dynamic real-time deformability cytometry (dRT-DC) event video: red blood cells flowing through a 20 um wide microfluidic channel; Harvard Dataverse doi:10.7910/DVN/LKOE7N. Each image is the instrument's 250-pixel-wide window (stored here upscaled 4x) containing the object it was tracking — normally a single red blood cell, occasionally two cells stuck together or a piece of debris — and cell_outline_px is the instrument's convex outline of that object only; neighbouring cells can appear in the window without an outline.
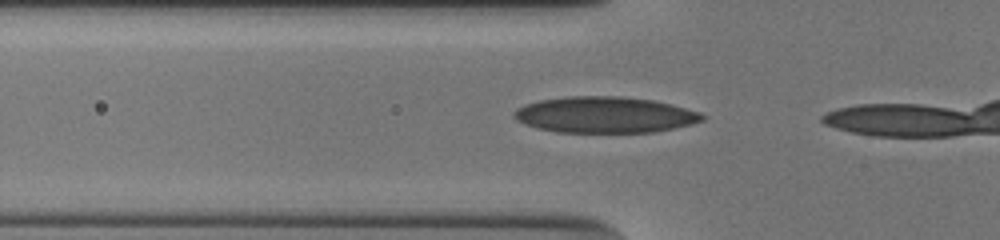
{"species": "human", "species_latin": "Homo sapiens", "temperature_condition": "cold", "stored_images_in_passage": 13, "camera_frame_rate_fps": 3000, "um_per_image_px": 0.085, "donor": {"sex": "male"}, "frame": {"image": 1, "passage_image": 8, "time_ms": 2.333, "image_size_px": [1000, 240], "cell_outline_px": [[708, 116], [704, 120], [692, 124], [652, 132], [556, 132], [536, 128], [524, 124], [516, 120], [512, 116], [512, 112], [516, 108], [524, 104], [540, 100], [568, 96], [620, 96], [652, 100], [700, 112]], "centroid_in_image_um": [51.36, 9.76], "position_along_channel_um": 74.4, "area_um2": 39.71}}
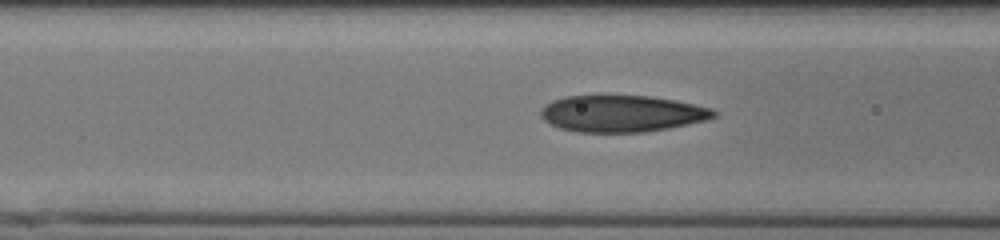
{"frame": {"image": 2, "passage_image": 11, "time_ms": 3.333, "image_size_px": [1000, 240], "cell_outline_px": [[720, 112], [716, 116], [708, 120], [668, 128], [644, 132], [576, 132], [560, 128], [544, 120], [540, 116], [540, 112], [544, 104], [552, 100], [564, 96], [648, 96], [672, 100], [712, 108]], "centroid_in_image_um": [52.86, 9.66], "position_along_channel_um": 113.7, "area_um2": 36.93}}